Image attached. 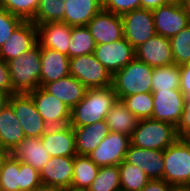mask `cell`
Returning <instances> with one entry per match:
<instances>
[{"label": "cell", "instance_id": "cell-1", "mask_svg": "<svg viewBox=\"0 0 190 191\" xmlns=\"http://www.w3.org/2000/svg\"><path fill=\"white\" fill-rule=\"evenodd\" d=\"M117 99L112 86L87 88L84 98L71 109L70 125L80 127L105 120Z\"/></svg>", "mask_w": 190, "mask_h": 191}, {"label": "cell", "instance_id": "cell-2", "mask_svg": "<svg viewBox=\"0 0 190 191\" xmlns=\"http://www.w3.org/2000/svg\"><path fill=\"white\" fill-rule=\"evenodd\" d=\"M41 46L37 43L30 50L7 62L11 75L13 94H27L41 86Z\"/></svg>", "mask_w": 190, "mask_h": 191}, {"label": "cell", "instance_id": "cell-3", "mask_svg": "<svg viewBox=\"0 0 190 191\" xmlns=\"http://www.w3.org/2000/svg\"><path fill=\"white\" fill-rule=\"evenodd\" d=\"M154 67L134 58L112 77V87L118 99L137 93L152 92Z\"/></svg>", "mask_w": 190, "mask_h": 191}, {"label": "cell", "instance_id": "cell-4", "mask_svg": "<svg viewBox=\"0 0 190 191\" xmlns=\"http://www.w3.org/2000/svg\"><path fill=\"white\" fill-rule=\"evenodd\" d=\"M178 138L173 124L148 118L138 121L131 144L143 149L164 150Z\"/></svg>", "mask_w": 190, "mask_h": 191}, {"label": "cell", "instance_id": "cell-5", "mask_svg": "<svg viewBox=\"0 0 190 191\" xmlns=\"http://www.w3.org/2000/svg\"><path fill=\"white\" fill-rule=\"evenodd\" d=\"M163 180L172 186L190 185V141L186 138L164 149Z\"/></svg>", "mask_w": 190, "mask_h": 191}, {"label": "cell", "instance_id": "cell-6", "mask_svg": "<svg viewBox=\"0 0 190 191\" xmlns=\"http://www.w3.org/2000/svg\"><path fill=\"white\" fill-rule=\"evenodd\" d=\"M70 75L86 88L112 86V75L96 59L94 53L70 58Z\"/></svg>", "mask_w": 190, "mask_h": 191}, {"label": "cell", "instance_id": "cell-7", "mask_svg": "<svg viewBox=\"0 0 190 191\" xmlns=\"http://www.w3.org/2000/svg\"><path fill=\"white\" fill-rule=\"evenodd\" d=\"M157 35L168 39L190 24V16L182 0L160 6L152 11Z\"/></svg>", "mask_w": 190, "mask_h": 191}, {"label": "cell", "instance_id": "cell-8", "mask_svg": "<svg viewBox=\"0 0 190 191\" xmlns=\"http://www.w3.org/2000/svg\"><path fill=\"white\" fill-rule=\"evenodd\" d=\"M8 104L13 108L25 137H41L49 128L28 94L10 95Z\"/></svg>", "mask_w": 190, "mask_h": 191}, {"label": "cell", "instance_id": "cell-9", "mask_svg": "<svg viewBox=\"0 0 190 191\" xmlns=\"http://www.w3.org/2000/svg\"><path fill=\"white\" fill-rule=\"evenodd\" d=\"M124 38L135 49L156 35L152 10L134 9L121 16Z\"/></svg>", "mask_w": 190, "mask_h": 191}, {"label": "cell", "instance_id": "cell-10", "mask_svg": "<svg viewBox=\"0 0 190 191\" xmlns=\"http://www.w3.org/2000/svg\"><path fill=\"white\" fill-rule=\"evenodd\" d=\"M48 127L70 124L71 109L60 99L45 91L41 86L27 93Z\"/></svg>", "mask_w": 190, "mask_h": 191}, {"label": "cell", "instance_id": "cell-11", "mask_svg": "<svg viewBox=\"0 0 190 191\" xmlns=\"http://www.w3.org/2000/svg\"><path fill=\"white\" fill-rule=\"evenodd\" d=\"M130 144V136L120 132H109L88 156L99 167L119 165L125 159Z\"/></svg>", "mask_w": 190, "mask_h": 191}, {"label": "cell", "instance_id": "cell-12", "mask_svg": "<svg viewBox=\"0 0 190 191\" xmlns=\"http://www.w3.org/2000/svg\"><path fill=\"white\" fill-rule=\"evenodd\" d=\"M94 55L113 76L135 58V49L122 38L111 43L97 44Z\"/></svg>", "mask_w": 190, "mask_h": 191}, {"label": "cell", "instance_id": "cell-13", "mask_svg": "<svg viewBox=\"0 0 190 191\" xmlns=\"http://www.w3.org/2000/svg\"><path fill=\"white\" fill-rule=\"evenodd\" d=\"M153 94L152 119L176 126L184 109L185 95L180 89L157 90Z\"/></svg>", "mask_w": 190, "mask_h": 191}, {"label": "cell", "instance_id": "cell-14", "mask_svg": "<svg viewBox=\"0 0 190 191\" xmlns=\"http://www.w3.org/2000/svg\"><path fill=\"white\" fill-rule=\"evenodd\" d=\"M37 43V26L32 21H22L0 48V59L7 63L18 58Z\"/></svg>", "mask_w": 190, "mask_h": 191}, {"label": "cell", "instance_id": "cell-15", "mask_svg": "<svg viewBox=\"0 0 190 191\" xmlns=\"http://www.w3.org/2000/svg\"><path fill=\"white\" fill-rule=\"evenodd\" d=\"M96 44H106L121 40L123 23L120 15L101 10L86 25Z\"/></svg>", "mask_w": 190, "mask_h": 191}, {"label": "cell", "instance_id": "cell-16", "mask_svg": "<svg viewBox=\"0 0 190 191\" xmlns=\"http://www.w3.org/2000/svg\"><path fill=\"white\" fill-rule=\"evenodd\" d=\"M124 160L138 166L150 180L163 179L164 150L143 149L130 144Z\"/></svg>", "mask_w": 190, "mask_h": 191}, {"label": "cell", "instance_id": "cell-17", "mask_svg": "<svg viewBox=\"0 0 190 191\" xmlns=\"http://www.w3.org/2000/svg\"><path fill=\"white\" fill-rule=\"evenodd\" d=\"M135 58L152 67L174 64L170 40L157 34L135 48Z\"/></svg>", "mask_w": 190, "mask_h": 191}, {"label": "cell", "instance_id": "cell-18", "mask_svg": "<svg viewBox=\"0 0 190 191\" xmlns=\"http://www.w3.org/2000/svg\"><path fill=\"white\" fill-rule=\"evenodd\" d=\"M73 166L74 157H51L40 171L41 183L63 189L71 187Z\"/></svg>", "mask_w": 190, "mask_h": 191}, {"label": "cell", "instance_id": "cell-19", "mask_svg": "<svg viewBox=\"0 0 190 191\" xmlns=\"http://www.w3.org/2000/svg\"><path fill=\"white\" fill-rule=\"evenodd\" d=\"M37 26L38 44L68 56L72 27L64 22H47Z\"/></svg>", "mask_w": 190, "mask_h": 191}, {"label": "cell", "instance_id": "cell-20", "mask_svg": "<svg viewBox=\"0 0 190 191\" xmlns=\"http://www.w3.org/2000/svg\"><path fill=\"white\" fill-rule=\"evenodd\" d=\"M41 141L51 157L77 155L75 134L70 124L62 127H49L41 136Z\"/></svg>", "mask_w": 190, "mask_h": 191}, {"label": "cell", "instance_id": "cell-21", "mask_svg": "<svg viewBox=\"0 0 190 191\" xmlns=\"http://www.w3.org/2000/svg\"><path fill=\"white\" fill-rule=\"evenodd\" d=\"M41 87L70 75V58L56 50L41 46Z\"/></svg>", "mask_w": 190, "mask_h": 191}, {"label": "cell", "instance_id": "cell-22", "mask_svg": "<svg viewBox=\"0 0 190 191\" xmlns=\"http://www.w3.org/2000/svg\"><path fill=\"white\" fill-rule=\"evenodd\" d=\"M9 153L15 160L30 164L39 173L51 158L41 137H26Z\"/></svg>", "mask_w": 190, "mask_h": 191}, {"label": "cell", "instance_id": "cell-23", "mask_svg": "<svg viewBox=\"0 0 190 191\" xmlns=\"http://www.w3.org/2000/svg\"><path fill=\"white\" fill-rule=\"evenodd\" d=\"M75 134V149L78 155H89L109 134L105 120L86 126L72 127Z\"/></svg>", "mask_w": 190, "mask_h": 191}, {"label": "cell", "instance_id": "cell-24", "mask_svg": "<svg viewBox=\"0 0 190 191\" xmlns=\"http://www.w3.org/2000/svg\"><path fill=\"white\" fill-rule=\"evenodd\" d=\"M42 88L63 101L70 109L84 98L87 91V88L71 75L44 84Z\"/></svg>", "mask_w": 190, "mask_h": 191}, {"label": "cell", "instance_id": "cell-25", "mask_svg": "<svg viewBox=\"0 0 190 191\" xmlns=\"http://www.w3.org/2000/svg\"><path fill=\"white\" fill-rule=\"evenodd\" d=\"M64 23L71 27L86 26L102 8V0H66Z\"/></svg>", "mask_w": 190, "mask_h": 191}, {"label": "cell", "instance_id": "cell-26", "mask_svg": "<svg viewBox=\"0 0 190 191\" xmlns=\"http://www.w3.org/2000/svg\"><path fill=\"white\" fill-rule=\"evenodd\" d=\"M26 138L13 108L7 104L0 110V149L11 152Z\"/></svg>", "mask_w": 190, "mask_h": 191}, {"label": "cell", "instance_id": "cell-27", "mask_svg": "<svg viewBox=\"0 0 190 191\" xmlns=\"http://www.w3.org/2000/svg\"><path fill=\"white\" fill-rule=\"evenodd\" d=\"M105 121L110 132H120L131 137L139 119L126 108L120 99H117Z\"/></svg>", "mask_w": 190, "mask_h": 191}, {"label": "cell", "instance_id": "cell-28", "mask_svg": "<svg viewBox=\"0 0 190 191\" xmlns=\"http://www.w3.org/2000/svg\"><path fill=\"white\" fill-rule=\"evenodd\" d=\"M99 166L87 155H75L71 187L88 189L96 178Z\"/></svg>", "mask_w": 190, "mask_h": 191}, {"label": "cell", "instance_id": "cell-29", "mask_svg": "<svg viewBox=\"0 0 190 191\" xmlns=\"http://www.w3.org/2000/svg\"><path fill=\"white\" fill-rule=\"evenodd\" d=\"M96 42L86 26L72 27L68 57L73 58L94 53Z\"/></svg>", "mask_w": 190, "mask_h": 191}, {"label": "cell", "instance_id": "cell-30", "mask_svg": "<svg viewBox=\"0 0 190 191\" xmlns=\"http://www.w3.org/2000/svg\"><path fill=\"white\" fill-rule=\"evenodd\" d=\"M180 89V66L154 67L152 74V92L157 90Z\"/></svg>", "mask_w": 190, "mask_h": 191}, {"label": "cell", "instance_id": "cell-31", "mask_svg": "<svg viewBox=\"0 0 190 191\" xmlns=\"http://www.w3.org/2000/svg\"><path fill=\"white\" fill-rule=\"evenodd\" d=\"M121 191H140L150 179L138 166L123 160L119 165Z\"/></svg>", "mask_w": 190, "mask_h": 191}, {"label": "cell", "instance_id": "cell-32", "mask_svg": "<svg viewBox=\"0 0 190 191\" xmlns=\"http://www.w3.org/2000/svg\"><path fill=\"white\" fill-rule=\"evenodd\" d=\"M88 191H121L118 165L101 166Z\"/></svg>", "mask_w": 190, "mask_h": 191}, {"label": "cell", "instance_id": "cell-33", "mask_svg": "<svg viewBox=\"0 0 190 191\" xmlns=\"http://www.w3.org/2000/svg\"><path fill=\"white\" fill-rule=\"evenodd\" d=\"M66 0H40L34 18L31 20L35 25L47 22H64Z\"/></svg>", "mask_w": 190, "mask_h": 191}, {"label": "cell", "instance_id": "cell-34", "mask_svg": "<svg viewBox=\"0 0 190 191\" xmlns=\"http://www.w3.org/2000/svg\"><path fill=\"white\" fill-rule=\"evenodd\" d=\"M121 101L139 120L152 117L153 94L152 92L137 93L123 97Z\"/></svg>", "mask_w": 190, "mask_h": 191}, {"label": "cell", "instance_id": "cell-35", "mask_svg": "<svg viewBox=\"0 0 190 191\" xmlns=\"http://www.w3.org/2000/svg\"><path fill=\"white\" fill-rule=\"evenodd\" d=\"M169 40L174 64L190 63V24Z\"/></svg>", "mask_w": 190, "mask_h": 191}, {"label": "cell", "instance_id": "cell-36", "mask_svg": "<svg viewBox=\"0 0 190 191\" xmlns=\"http://www.w3.org/2000/svg\"><path fill=\"white\" fill-rule=\"evenodd\" d=\"M19 161L9 155L0 172V191H19Z\"/></svg>", "mask_w": 190, "mask_h": 191}, {"label": "cell", "instance_id": "cell-37", "mask_svg": "<svg viewBox=\"0 0 190 191\" xmlns=\"http://www.w3.org/2000/svg\"><path fill=\"white\" fill-rule=\"evenodd\" d=\"M40 0H0V7L23 21H31L38 9Z\"/></svg>", "mask_w": 190, "mask_h": 191}, {"label": "cell", "instance_id": "cell-38", "mask_svg": "<svg viewBox=\"0 0 190 191\" xmlns=\"http://www.w3.org/2000/svg\"><path fill=\"white\" fill-rule=\"evenodd\" d=\"M20 184L19 191H30L40 186V173L30 164L19 161Z\"/></svg>", "mask_w": 190, "mask_h": 191}, {"label": "cell", "instance_id": "cell-39", "mask_svg": "<svg viewBox=\"0 0 190 191\" xmlns=\"http://www.w3.org/2000/svg\"><path fill=\"white\" fill-rule=\"evenodd\" d=\"M23 20L0 7V48Z\"/></svg>", "mask_w": 190, "mask_h": 191}, {"label": "cell", "instance_id": "cell-40", "mask_svg": "<svg viewBox=\"0 0 190 191\" xmlns=\"http://www.w3.org/2000/svg\"><path fill=\"white\" fill-rule=\"evenodd\" d=\"M102 8L105 11L122 16L140 8V0H102Z\"/></svg>", "mask_w": 190, "mask_h": 191}, {"label": "cell", "instance_id": "cell-41", "mask_svg": "<svg viewBox=\"0 0 190 191\" xmlns=\"http://www.w3.org/2000/svg\"><path fill=\"white\" fill-rule=\"evenodd\" d=\"M175 130L179 138H185L190 133V93L185 96L184 109Z\"/></svg>", "mask_w": 190, "mask_h": 191}, {"label": "cell", "instance_id": "cell-42", "mask_svg": "<svg viewBox=\"0 0 190 191\" xmlns=\"http://www.w3.org/2000/svg\"><path fill=\"white\" fill-rule=\"evenodd\" d=\"M0 90L13 95V87L8 64L0 59Z\"/></svg>", "mask_w": 190, "mask_h": 191}, {"label": "cell", "instance_id": "cell-43", "mask_svg": "<svg viewBox=\"0 0 190 191\" xmlns=\"http://www.w3.org/2000/svg\"><path fill=\"white\" fill-rule=\"evenodd\" d=\"M180 90L185 96L190 93V63L180 65Z\"/></svg>", "mask_w": 190, "mask_h": 191}, {"label": "cell", "instance_id": "cell-44", "mask_svg": "<svg viewBox=\"0 0 190 191\" xmlns=\"http://www.w3.org/2000/svg\"><path fill=\"white\" fill-rule=\"evenodd\" d=\"M172 185L165 180H150L140 191H171Z\"/></svg>", "mask_w": 190, "mask_h": 191}, {"label": "cell", "instance_id": "cell-45", "mask_svg": "<svg viewBox=\"0 0 190 191\" xmlns=\"http://www.w3.org/2000/svg\"><path fill=\"white\" fill-rule=\"evenodd\" d=\"M173 0H140V8L147 10H154L160 6L167 5Z\"/></svg>", "mask_w": 190, "mask_h": 191}, {"label": "cell", "instance_id": "cell-46", "mask_svg": "<svg viewBox=\"0 0 190 191\" xmlns=\"http://www.w3.org/2000/svg\"><path fill=\"white\" fill-rule=\"evenodd\" d=\"M30 191H64V189L41 184L40 186L35 187Z\"/></svg>", "mask_w": 190, "mask_h": 191}, {"label": "cell", "instance_id": "cell-47", "mask_svg": "<svg viewBox=\"0 0 190 191\" xmlns=\"http://www.w3.org/2000/svg\"><path fill=\"white\" fill-rule=\"evenodd\" d=\"M10 94L0 90V110L5 107L9 102Z\"/></svg>", "mask_w": 190, "mask_h": 191}, {"label": "cell", "instance_id": "cell-48", "mask_svg": "<svg viewBox=\"0 0 190 191\" xmlns=\"http://www.w3.org/2000/svg\"><path fill=\"white\" fill-rule=\"evenodd\" d=\"M10 155V153L6 150L0 149V172L2 170L3 163L5 159Z\"/></svg>", "mask_w": 190, "mask_h": 191}, {"label": "cell", "instance_id": "cell-49", "mask_svg": "<svg viewBox=\"0 0 190 191\" xmlns=\"http://www.w3.org/2000/svg\"><path fill=\"white\" fill-rule=\"evenodd\" d=\"M171 191H190V185L172 186Z\"/></svg>", "mask_w": 190, "mask_h": 191}, {"label": "cell", "instance_id": "cell-50", "mask_svg": "<svg viewBox=\"0 0 190 191\" xmlns=\"http://www.w3.org/2000/svg\"><path fill=\"white\" fill-rule=\"evenodd\" d=\"M182 2L184 3L186 9H187V12L190 16V0H182Z\"/></svg>", "mask_w": 190, "mask_h": 191}, {"label": "cell", "instance_id": "cell-51", "mask_svg": "<svg viewBox=\"0 0 190 191\" xmlns=\"http://www.w3.org/2000/svg\"><path fill=\"white\" fill-rule=\"evenodd\" d=\"M64 191H88V189H76V188L69 187L64 189Z\"/></svg>", "mask_w": 190, "mask_h": 191}, {"label": "cell", "instance_id": "cell-52", "mask_svg": "<svg viewBox=\"0 0 190 191\" xmlns=\"http://www.w3.org/2000/svg\"><path fill=\"white\" fill-rule=\"evenodd\" d=\"M185 138L190 141V133Z\"/></svg>", "mask_w": 190, "mask_h": 191}]
</instances>
